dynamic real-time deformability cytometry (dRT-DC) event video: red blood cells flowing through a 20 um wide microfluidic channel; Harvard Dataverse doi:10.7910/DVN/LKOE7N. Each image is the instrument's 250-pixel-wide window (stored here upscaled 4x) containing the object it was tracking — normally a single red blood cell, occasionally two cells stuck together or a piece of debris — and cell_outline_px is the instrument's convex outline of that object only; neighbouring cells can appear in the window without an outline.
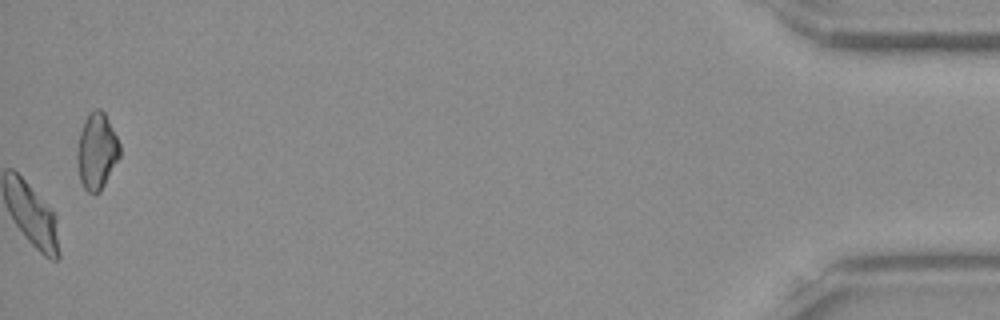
{"species": "Egyptian fruit bat (a non-hibernating species)", "species_latin": "Rousettus aegyptiacus", "temperature_condition": "room temperature", "stored_images_in_passage": 54, "camera_frame_rate_fps": 3000, "um_per_image_px": 0.085, "frame": {"image": 1, "passage_image": 54, "time_ms": 17.667, "image_size_px": [1000, 320], "cell_outline_px": [[120, 156], [100, 192], [88, 192], [84, 188], [80, 180], [76, 156], [76, 152], [80, 132], [84, 120], [88, 112], [96, 108], [100, 108], [104, 112], [120, 144]], "centroid_in_image_um": [8.21, 12.83], "position_along_channel_um": 427.0, "area_um2": 18.9}, "authors_computed_cell_mechanics": {"area_um2": 20.5479, "velocity_mm_per_s": 3.8568, "shape_relaxation_time_tau1_ms": 3.5471, "shape_relaxation_time_tau2_ms": 1.3215, "deformation_change_tau1": 0.1582, "deformation_change_tau2": 0.0665}}